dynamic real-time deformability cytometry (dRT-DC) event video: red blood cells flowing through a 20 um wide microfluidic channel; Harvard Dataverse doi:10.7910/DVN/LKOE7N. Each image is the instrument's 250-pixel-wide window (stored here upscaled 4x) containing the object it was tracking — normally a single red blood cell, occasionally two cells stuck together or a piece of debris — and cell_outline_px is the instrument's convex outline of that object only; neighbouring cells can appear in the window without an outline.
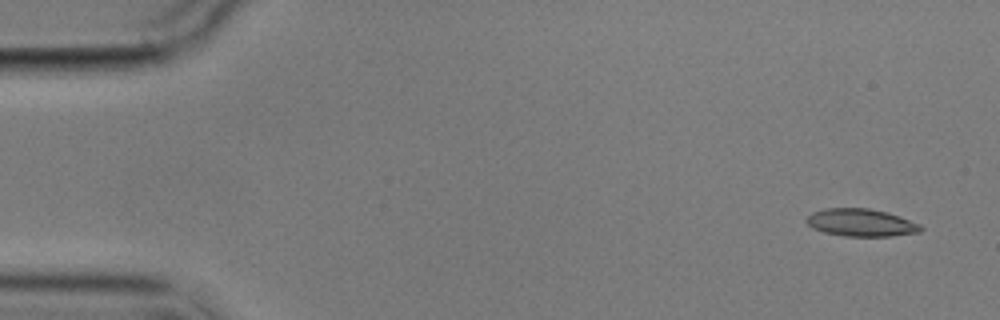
{"species": "common noctule bat (a hibernating species)", "species_latin": "Nyctalus noctula", "temperature_condition": "cold", "stored_images_in_passage": 12, "camera_frame_rate_fps": 3000, "um_per_image_px": 0.085, "animal": {"sex": "male", "body_mass_g": 17.9}, "frame": {"image": 1, "passage_image": 1, "time_ms": 0.0, "image_size_px": [1000, 320], "cell_outline_px": [[924, 228], [920, 232], [892, 236], [844, 236], [824, 232], [812, 228], [804, 220], [812, 212], [824, 208], [868, 208], [888, 212], [900, 216], [920, 224]], "centroid_in_image_um": [73.19, 18.92], "position_along_channel_um": 11.8, "area_um2": 18.5}}
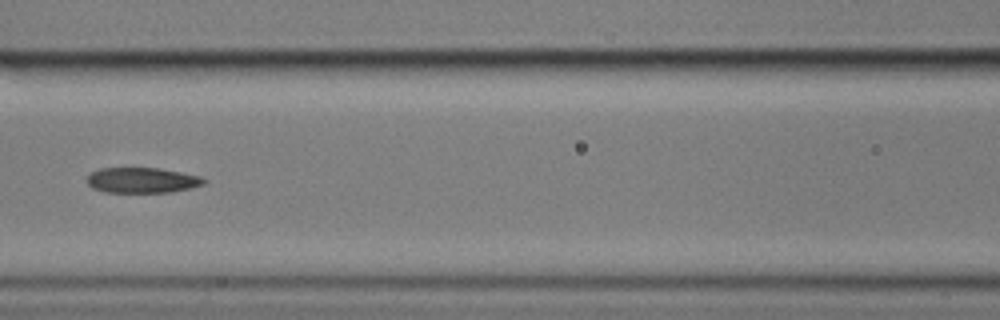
{"frame": {"image": 2, "passage_image": 6, "time_ms": 7.333, "image_size_px": [1000, 320], "cell_outline_px": [[208, 180], [204, 184], [192, 188], [172, 192], [104, 192], [92, 188], [84, 180], [92, 172], [100, 168], [160, 168], [200, 176]], "centroid_in_image_um": [12.08, 15.32], "position_along_channel_um": 154.5, "area_um2": 17.46}}
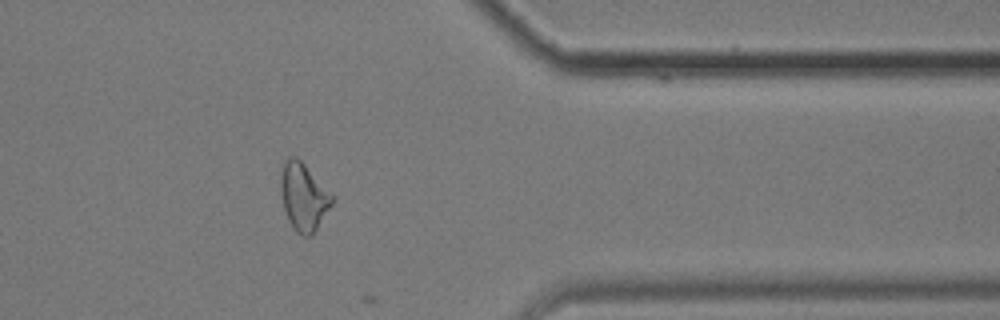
{"frame": {"image": 3, "passage_image": 12, "time_ms": 14.333, "image_size_px": [1000, 320], "cell_outline_px": [[332, 204], [316, 228], [308, 236], [304, 236], [296, 232], [288, 220], [284, 208], [280, 188], [280, 180], [284, 160], [288, 156], [296, 156], [304, 164], [332, 196]], "centroid_in_image_um": [25.75, 16.71], "position_along_channel_um": 385.6, "area_um2": 19.54}}